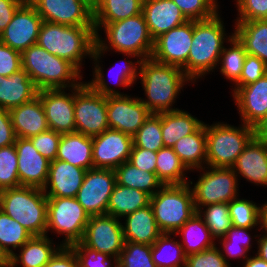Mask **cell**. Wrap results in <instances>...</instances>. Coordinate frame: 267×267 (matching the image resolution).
Listing matches in <instances>:
<instances>
[{"label":"cell","mask_w":267,"mask_h":267,"mask_svg":"<svg viewBox=\"0 0 267 267\" xmlns=\"http://www.w3.org/2000/svg\"><path fill=\"white\" fill-rule=\"evenodd\" d=\"M105 51L96 43L91 59L95 62L93 79L85 82L92 90L107 96V118L109 128L134 136L151 114L140 98L131 97L108 85L100 66Z\"/></svg>","instance_id":"cell-1"},{"label":"cell","mask_w":267,"mask_h":267,"mask_svg":"<svg viewBox=\"0 0 267 267\" xmlns=\"http://www.w3.org/2000/svg\"><path fill=\"white\" fill-rule=\"evenodd\" d=\"M138 77L147 98L140 97V100L151 114L180 110L172 106L185 83L192 82L182 68L152 58L141 60Z\"/></svg>","instance_id":"cell-2"},{"label":"cell","mask_w":267,"mask_h":267,"mask_svg":"<svg viewBox=\"0 0 267 267\" xmlns=\"http://www.w3.org/2000/svg\"><path fill=\"white\" fill-rule=\"evenodd\" d=\"M218 13L206 20H193L192 46L187 63L182 67L193 85L196 79L214 71L225 46L224 42L234 35V33L226 35L224 22Z\"/></svg>","instance_id":"cell-3"},{"label":"cell","mask_w":267,"mask_h":267,"mask_svg":"<svg viewBox=\"0 0 267 267\" xmlns=\"http://www.w3.org/2000/svg\"><path fill=\"white\" fill-rule=\"evenodd\" d=\"M37 44L49 53L69 61L81 72L83 58L92 57L96 32L94 26H67L43 21Z\"/></svg>","instance_id":"cell-4"},{"label":"cell","mask_w":267,"mask_h":267,"mask_svg":"<svg viewBox=\"0 0 267 267\" xmlns=\"http://www.w3.org/2000/svg\"><path fill=\"white\" fill-rule=\"evenodd\" d=\"M102 28L106 36L104 40L99 35ZM94 29L96 43L104 51L109 52L112 49L116 53L140 60L151 58L154 40L142 13L113 23L94 24Z\"/></svg>","instance_id":"cell-5"},{"label":"cell","mask_w":267,"mask_h":267,"mask_svg":"<svg viewBox=\"0 0 267 267\" xmlns=\"http://www.w3.org/2000/svg\"><path fill=\"white\" fill-rule=\"evenodd\" d=\"M21 62L22 69L29 74L38 91L70 89L82 83L83 74L72 63L49 53L38 44L21 53Z\"/></svg>","instance_id":"cell-6"},{"label":"cell","mask_w":267,"mask_h":267,"mask_svg":"<svg viewBox=\"0 0 267 267\" xmlns=\"http://www.w3.org/2000/svg\"><path fill=\"white\" fill-rule=\"evenodd\" d=\"M0 209L32 236L46 235L47 196L42 188L20 186L1 190Z\"/></svg>","instance_id":"cell-7"},{"label":"cell","mask_w":267,"mask_h":267,"mask_svg":"<svg viewBox=\"0 0 267 267\" xmlns=\"http://www.w3.org/2000/svg\"><path fill=\"white\" fill-rule=\"evenodd\" d=\"M192 181L181 185H163L150 197V205L158 229L175 234L196 211Z\"/></svg>","instance_id":"cell-8"},{"label":"cell","mask_w":267,"mask_h":267,"mask_svg":"<svg viewBox=\"0 0 267 267\" xmlns=\"http://www.w3.org/2000/svg\"><path fill=\"white\" fill-rule=\"evenodd\" d=\"M254 137V127L224 122L206 124V166L232 168L237 157Z\"/></svg>","instance_id":"cell-9"},{"label":"cell","mask_w":267,"mask_h":267,"mask_svg":"<svg viewBox=\"0 0 267 267\" xmlns=\"http://www.w3.org/2000/svg\"><path fill=\"white\" fill-rule=\"evenodd\" d=\"M90 216L76 197H47V229L64 235L60 245L70 247L81 242Z\"/></svg>","instance_id":"cell-10"},{"label":"cell","mask_w":267,"mask_h":267,"mask_svg":"<svg viewBox=\"0 0 267 267\" xmlns=\"http://www.w3.org/2000/svg\"><path fill=\"white\" fill-rule=\"evenodd\" d=\"M199 170L203 172L191 187L196 211L209 204L229 203L239 196V178L232 168L205 166Z\"/></svg>","instance_id":"cell-11"},{"label":"cell","mask_w":267,"mask_h":267,"mask_svg":"<svg viewBox=\"0 0 267 267\" xmlns=\"http://www.w3.org/2000/svg\"><path fill=\"white\" fill-rule=\"evenodd\" d=\"M75 132L100 135L109 128L107 96L96 93L85 82L74 87Z\"/></svg>","instance_id":"cell-12"},{"label":"cell","mask_w":267,"mask_h":267,"mask_svg":"<svg viewBox=\"0 0 267 267\" xmlns=\"http://www.w3.org/2000/svg\"><path fill=\"white\" fill-rule=\"evenodd\" d=\"M116 183L115 170L88 169L76 199L89 216L105 215Z\"/></svg>","instance_id":"cell-13"},{"label":"cell","mask_w":267,"mask_h":267,"mask_svg":"<svg viewBox=\"0 0 267 267\" xmlns=\"http://www.w3.org/2000/svg\"><path fill=\"white\" fill-rule=\"evenodd\" d=\"M119 220L108 214L90 216L81 242L117 261L125 243L122 223Z\"/></svg>","instance_id":"cell-14"},{"label":"cell","mask_w":267,"mask_h":267,"mask_svg":"<svg viewBox=\"0 0 267 267\" xmlns=\"http://www.w3.org/2000/svg\"><path fill=\"white\" fill-rule=\"evenodd\" d=\"M43 21L67 26H94L93 7L85 0H27Z\"/></svg>","instance_id":"cell-15"},{"label":"cell","mask_w":267,"mask_h":267,"mask_svg":"<svg viewBox=\"0 0 267 267\" xmlns=\"http://www.w3.org/2000/svg\"><path fill=\"white\" fill-rule=\"evenodd\" d=\"M43 20L36 9L25 1L14 13L11 22L0 34V41L20 53L37 44Z\"/></svg>","instance_id":"cell-16"},{"label":"cell","mask_w":267,"mask_h":267,"mask_svg":"<svg viewBox=\"0 0 267 267\" xmlns=\"http://www.w3.org/2000/svg\"><path fill=\"white\" fill-rule=\"evenodd\" d=\"M92 159L94 168L113 169L127 162L133 147L132 136L108 128L92 137Z\"/></svg>","instance_id":"cell-17"},{"label":"cell","mask_w":267,"mask_h":267,"mask_svg":"<svg viewBox=\"0 0 267 267\" xmlns=\"http://www.w3.org/2000/svg\"><path fill=\"white\" fill-rule=\"evenodd\" d=\"M193 20L171 29L154 40L151 58L159 63L182 68L192 46Z\"/></svg>","instance_id":"cell-18"},{"label":"cell","mask_w":267,"mask_h":267,"mask_svg":"<svg viewBox=\"0 0 267 267\" xmlns=\"http://www.w3.org/2000/svg\"><path fill=\"white\" fill-rule=\"evenodd\" d=\"M38 91L49 129L60 134L75 132L74 87Z\"/></svg>","instance_id":"cell-19"},{"label":"cell","mask_w":267,"mask_h":267,"mask_svg":"<svg viewBox=\"0 0 267 267\" xmlns=\"http://www.w3.org/2000/svg\"><path fill=\"white\" fill-rule=\"evenodd\" d=\"M14 146L20 185L43 189L48 179L50 161L37 151L29 138L17 137Z\"/></svg>","instance_id":"cell-20"},{"label":"cell","mask_w":267,"mask_h":267,"mask_svg":"<svg viewBox=\"0 0 267 267\" xmlns=\"http://www.w3.org/2000/svg\"><path fill=\"white\" fill-rule=\"evenodd\" d=\"M231 96L241 123L255 127L267 114V73L256 82L238 88Z\"/></svg>","instance_id":"cell-21"},{"label":"cell","mask_w":267,"mask_h":267,"mask_svg":"<svg viewBox=\"0 0 267 267\" xmlns=\"http://www.w3.org/2000/svg\"><path fill=\"white\" fill-rule=\"evenodd\" d=\"M232 169L237 177L267 187V142L253 137L237 157Z\"/></svg>","instance_id":"cell-22"},{"label":"cell","mask_w":267,"mask_h":267,"mask_svg":"<svg viewBox=\"0 0 267 267\" xmlns=\"http://www.w3.org/2000/svg\"><path fill=\"white\" fill-rule=\"evenodd\" d=\"M86 171L66 161L57 159L50 161L48 179L43 192L47 197H76Z\"/></svg>","instance_id":"cell-23"},{"label":"cell","mask_w":267,"mask_h":267,"mask_svg":"<svg viewBox=\"0 0 267 267\" xmlns=\"http://www.w3.org/2000/svg\"><path fill=\"white\" fill-rule=\"evenodd\" d=\"M142 14L153 40L188 21L172 0H143Z\"/></svg>","instance_id":"cell-24"},{"label":"cell","mask_w":267,"mask_h":267,"mask_svg":"<svg viewBox=\"0 0 267 267\" xmlns=\"http://www.w3.org/2000/svg\"><path fill=\"white\" fill-rule=\"evenodd\" d=\"M17 137L31 138L49 129L39 96L9 110Z\"/></svg>","instance_id":"cell-25"},{"label":"cell","mask_w":267,"mask_h":267,"mask_svg":"<svg viewBox=\"0 0 267 267\" xmlns=\"http://www.w3.org/2000/svg\"><path fill=\"white\" fill-rule=\"evenodd\" d=\"M47 235L32 236L17 253L9 257V267H45L55 253L62 247L53 243ZM54 245V246H53Z\"/></svg>","instance_id":"cell-26"},{"label":"cell","mask_w":267,"mask_h":267,"mask_svg":"<svg viewBox=\"0 0 267 267\" xmlns=\"http://www.w3.org/2000/svg\"><path fill=\"white\" fill-rule=\"evenodd\" d=\"M38 89L24 70L3 77L0 82V108L10 110L37 96Z\"/></svg>","instance_id":"cell-27"},{"label":"cell","mask_w":267,"mask_h":267,"mask_svg":"<svg viewBox=\"0 0 267 267\" xmlns=\"http://www.w3.org/2000/svg\"><path fill=\"white\" fill-rule=\"evenodd\" d=\"M124 218L122 227L125 241L152 245L162 234L157 227L150 204Z\"/></svg>","instance_id":"cell-28"},{"label":"cell","mask_w":267,"mask_h":267,"mask_svg":"<svg viewBox=\"0 0 267 267\" xmlns=\"http://www.w3.org/2000/svg\"><path fill=\"white\" fill-rule=\"evenodd\" d=\"M92 137L82 133L73 132L61 135L57 149V160L66 161L69 164L83 168H94L92 159Z\"/></svg>","instance_id":"cell-29"},{"label":"cell","mask_w":267,"mask_h":267,"mask_svg":"<svg viewBox=\"0 0 267 267\" xmlns=\"http://www.w3.org/2000/svg\"><path fill=\"white\" fill-rule=\"evenodd\" d=\"M204 122L187 111L161 113V131L164 147L172 148L182 137L194 133Z\"/></svg>","instance_id":"cell-30"},{"label":"cell","mask_w":267,"mask_h":267,"mask_svg":"<svg viewBox=\"0 0 267 267\" xmlns=\"http://www.w3.org/2000/svg\"><path fill=\"white\" fill-rule=\"evenodd\" d=\"M234 35L248 55L256 56L267 65V19L235 23Z\"/></svg>","instance_id":"cell-31"},{"label":"cell","mask_w":267,"mask_h":267,"mask_svg":"<svg viewBox=\"0 0 267 267\" xmlns=\"http://www.w3.org/2000/svg\"><path fill=\"white\" fill-rule=\"evenodd\" d=\"M172 148L190 171L205 167L206 124L203 123L194 133L180 138Z\"/></svg>","instance_id":"cell-32"},{"label":"cell","mask_w":267,"mask_h":267,"mask_svg":"<svg viewBox=\"0 0 267 267\" xmlns=\"http://www.w3.org/2000/svg\"><path fill=\"white\" fill-rule=\"evenodd\" d=\"M180 234L183 239L181 245L186 256L210 249L216 245L215 239L198 212H195L174 235Z\"/></svg>","instance_id":"cell-33"},{"label":"cell","mask_w":267,"mask_h":267,"mask_svg":"<svg viewBox=\"0 0 267 267\" xmlns=\"http://www.w3.org/2000/svg\"><path fill=\"white\" fill-rule=\"evenodd\" d=\"M150 195L144 191L116 183L110 196L107 214L119 219L150 204Z\"/></svg>","instance_id":"cell-34"},{"label":"cell","mask_w":267,"mask_h":267,"mask_svg":"<svg viewBox=\"0 0 267 267\" xmlns=\"http://www.w3.org/2000/svg\"><path fill=\"white\" fill-rule=\"evenodd\" d=\"M143 0H99L93 7V23L108 24L142 13Z\"/></svg>","instance_id":"cell-35"},{"label":"cell","mask_w":267,"mask_h":267,"mask_svg":"<svg viewBox=\"0 0 267 267\" xmlns=\"http://www.w3.org/2000/svg\"><path fill=\"white\" fill-rule=\"evenodd\" d=\"M156 158V174L163 185H181L189 183L190 180L186 178V173L190 170L179 159L173 148H161L157 151Z\"/></svg>","instance_id":"cell-36"},{"label":"cell","mask_w":267,"mask_h":267,"mask_svg":"<svg viewBox=\"0 0 267 267\" xmlns=\"http://www.w3.org/2000/svg\"><path fill=\"white\" fill-rule=\"evenodd\" d=\"M115 174L117 184L144 191L150 196L163 186L156 173L141 170L128 161L118 166Z\"/></svg>","instance_id":"cell-37"},{"label":"cell","mask_w":267,"mask_h":267,"mask_svg":"<svg viewBox=\"0 0 267 267\" xmlns=\"http://www.w3.org/2000/svg\"><path fill=\"white\" fill-rule=\"evenodd\" d=\"M171 233H162L151 245L152 260L156 267H185L186 255L180 241L172 240Z\"/></svg>","instance_id":"cell-38"},{"label":"cell","mask_w":267,"mask_h":267,"mask_svg":"<svg viewBox=\"0 0 267 267\" xmlns=\"http://www.w3.org/2000/svg\"><path fill=\"white\" fill-rule=\"evenodd\" d=\"M227 43H230L231 47H223L218 67L220 64V73L225 79L231 80L230 82L235 84L241 76L247 52L245 51L244 45L235 35Z\"/></svg>","instance_id":"cell-39"},{"label":"cell","mask_w":267,"mask_h":267,"mask_svg":"<svg viewBox=\"0 0 267 267\" xmlns=\"http://www.w3.org/2000/svg\"><path fill=\"white\" fill-rule=\"evenodd\" d=\"M31 237L28 230L0 209V247L8 257H11L15 250L21 248Z\"/></svg>","instance_id":"cell-40"},{"label":"cell","mask_w":267,"mask_h":267,"mask_svg":"<svg viewBox=\"0 0 267 267\" xmlns=\"http://www.w3.org/2000/svg\"><path fill=\"white\" fill-rule=\"evenodd\" d=\"M253 228H242V227H235L232 226L226 235L219 239V244L222 245V250L220 248V252L222 253V256L225 258L226 262L231 258H237L242 260H246L249 256V254H246L249 252V250L252 248V238L249 234V230ZM224 253V254H223Z\"/></svg>","instance_id":"cell-41"},{"label":"cell","mask_w":267,"mask_h":267,"mask_svg":"<svg viewBox=\"0 0 267 267\" xmlns=\"http://www.w3.org/2000/svg\"><path fill=\"white\" fill-rule=\"evenodd\" d=\"M203 207H205L203 209ZM214 239L226 235L232 227L228 203H215L202 206L197 210Z\"/></svg>","instance_id":"cell-42"},{"label":"cell","mask_w":267,"mask_h":267,"mask_svg":"<svg viewBox=\"0 0 267 267\" xmlns=\"http://www.w3.org/2000/svg\"><path fill=\"white\" fill-rule=\"evenodd\" d=\"M132 138L135 147L151 150L153 152H157L163 148L161 113L150 114Z\"/></svg>","instance_id":"cell-43"},{"label":"cell","mask_w":267,"mask_h":267,"mask_svg":"<svg viewBox=\"0 0 267 267\" xmlns=\"http://www.w3.org/2000/svg\"><path fill=\"white\" fill-rule=\"evenodd\" d=\"M251 200L239 196L228 203L232 226L255 228L259 226V207Z\"/></svg>","instance_id":"cell-44"},{"label":"cell","mask_w":267,"mask_h":267,"mask_svg":"<svg viewBox=\"0 0 267 267\" xmlns=\"http://www.w3.org/2000/svg\"><path fill=\"white\" fill-rule=\"evenodd\" d=\"M16 148L8 145L0 148V191L20 187Z\"/></svg>","instance_id":"cell-45"},{"label":"cell","mask_w":267,"mask_h":267,"mask_svg":"<svg viewBox=\"0 0 267 267\" xmlns=\"http://www.w3.org/2000/svg\"><path fill=\"white\" fill-rule=\"evenodd\" d=\"M117 263L121 267H156L152 260L151 245L125 241Z\"/></svg>","instance_id":"cell-46"},{"label":"cell","mask_w":267,"mask_h":267,"mask_svg":"<svg viewBox=\"0 0 267 267\" xmlns=\"http://www.w3.org/2000/svg\"><path fill=\"white\" fill-rule=\"evenodd\" d=\"M188 20H206L218 12V0H172Z\"/></svg>","instance_id":"cell-47"},{"label":"cell","mask_w":267,"mask_h":267,"mask_svg":"<svg viewBox=\"0 0 267 267\" xmlns=\"http://www.w3.org/2000/svg\"><path fill=\"white\" fill-rule=\"evenodd\" d=\"M70 247L77 256L79 267H112L117 262L116 259L111 258L105 253L93 250L82 242L75 243Z\"/></svg>","instance_id":"cell-48"},{"label":"cell","mask_w":267,"mask_h":267,"mask_svg":"<svg viewBox=\"0 0 267 267\" xmlns=\"http://www.w3.org/2000/svg\"><path fill=\"white\" fill-rule=\"evenodd\" d=\"M216 245L210 249L186 256L185 267H231Z\"/></svg>","instance_id":"cell-49"},{"label":"cell","mask_w":267,"mask_h":267,"mask_svg":"<svg viewBox=\"0 0 267 267\" xmlns=\"http://www.w3.org/2000/svg\"><path fill=\"white\" fill-rule=\"evenodd\" d=\"M266 73L267 65L258 57L247 54L241 76L232 88L231 93H234L240 87L256 82Z\"/></svg>","instance_id":"cell-50"},{"label":"cell","mask_w":267,"mask_h":267,"mask_svg":"<svg viewBox=\"0 0 267 267\" xmlns=\"http://www.w3.org/2000/svg\"><path fill=\"white\" fill-rule=\"evenodd\" d=\"M61 135L51 129L41 132L29 138L37 151L49 161L56 159L57 149L61 140Z\"/></svg>","instance_id":"cell-51"},{"label":"cell","mask_w":267,"mask_h":267,"mask_svg":"<svg viewBox=\"0 0 267 267\" xmlns=\"http://www.w3.org/2000/svg\"><path fill=\"white\" fill-rule=\"evenodd\" d=\"M238 16L235 23L267 19V0H236Z\"/></svg>","instance_id":"cell-52"},{"label":"cell","mask_w":267,"mask_h":267,"mask_svg":"<svg viewBox=\"0 0 267 267\" xmlns=\"http://www.w3.org/2000/svg\"><path fill=\"white\" fill-rule=\"evenodd\" d=\"M22 69L21 53L0 41V75L9 77Z\"/></svg>","instance_id":"cell-53"},{"label":"cell","mask_w":267,"mask_h":267,"mask_svg":"<svg viewBox=\"0 0 267 267\" xmlns=\"http://www.w3.org/2000/svg\"><path fill=\"white\" fill-rule=\"evenodd\" d=\"M140 62H141L140 59H137V61H135V62L128 60V61H125L124 64L122 63L123 65H122V67L119 66L120 68L118 67V65L115 66L116 68L118 67V69H119V70L117 69L118 71L117 72L115 71L116 73L114 72L115 74H113V75H116V76H113V78L116 77L115 85L121 86V88L133 86V84L136 83L137 79H139L138 78V76H139V66L138 65H140ZM115 67L114 68L112 67L109 70V73L112 74L113 72H111V71H113L115 69ZM110 77H112V76L110 75ZM113 81H114V79H113Z\"/></svg>","instance_id":"cell-54"},{"label":"cell","mask_w":267,"mask_h":267,"mask_svg":"<svg viewBox=\"0 0 267 267\" xmlns=\"http://www.w3.org/2000/svg\"><path fill=\"white\" fill-rule=\"evenodd\" d=\"M157 152L133 145L128 162L141 170L156 173Z\"/></svg>","instance_id":"cell-55"},{"label":"cell","mask_w":267,"mask_h":267,"mask_svg":"<svg viewBox=\"0 0 267 267\" xmlns=\"http://www.w3.org/2000/svg\"><path fill=\"white\" fill-rule=\"evenodd\" d=\"M16 138L9 110L0 108V148L13 145Z\"/></svg>","instance_id":"cell-56"},{"label":"cell","mask_w":267,"mask_h":267,"mask_svg":"<svg viewBox=\"0 0 267 267\" xmlns=\"http://www.w3.org/2000/svg\"><path fill=\"white\" fill-rule=\"evenodd\" d=\"M45 267H79V262L71 247L62 246Z\"/></svg>","instance_id":"cell-57"},{"label":"cell","mask_w":267,"mask_h":267,"mask_svg":"<svg viewBox=\"0 0 267 267\" xmlns=\"http://www.w3.org/2000/svg\"><path fill=\"white\" fill-rule=\"evenodd\" d=\"M27 0H0V34L11 22L14 13Z\"/></svg>","instance_id":"cell-58"},{"label":"cell","mask_w":267,"mask_h":267,"mask_svg":"<svg viewBox=\"0 0 267 267\" xmlns=\"http://www.w3.org/2000/svg\"><path fill=\"white\" fill-rule=\"evenodd\" d=\"M254 137H256V138H258L260 140H265L267 142V114L254 127Z\"/></svg>","instance_id":"cell-59"},{"label":"cell","mask_w":267,"mask_h":267,"mask_svg":"<svg viewBox=\"0 0 267 267\" xmlns=\"http://www.w3.org/2000/svg\"><path fill=\"white\" fill-rule=\"evenodd\" d=\"M256 241L258 244V251L255 254L267 262V233L261 235Z\"/></svg>","instance_id":"cell-60"},{"label":"cell","mask_w":267,"mask_h":267,"mask_svg":"<svg viewBox=\"0 0 267 267\" xmlns=\"http://www.w3.org/2000/svg\"><path fill=\"white\" fill-rule=\"evenodd\" d=\"M259 231L264 228V233H267V202L259 207Z\"/></svg>","instance_id":"cell-61"},{"label":"cell","mask_w":267,"mask_h":267,"mask_svg":"<svg viewBox=\"0 0 267 267\" xmlns=\"http://www.w3.org/2000/svg\"><path fill=\"white\" fill-rule=\"evenodd\" d=\"M243 267H267V262L259 256H250L244 261Z\"/></svg>","instance_id":"cell-62"},{"label":"cell","mask_w":267,"mask_h":267,"mask_svg":"<svg viewBox=\"0 0 267 267\" xmlns=\"http://www.w3.org/2000/svg\"><path fill=\"white\" fill-rule=\"evenodd\" d=\"M0 267H9V258H0Z\"/></svg>","instance_id":"cell-63"},{"label":"cell","mask_w":267,"mask_h":267,"mask_svg":"<svg viewBox=\"0 0 267 267\" xmlns=\"http://www.w3.org/2000/svg\"><path fill=\"white\" fill-rule=\"evenodd\" d=\"M85 1L92 7H94L99 2V0H85Z\"/></svg>","instance_id":"cell-64"},{"label":"cell","mask_w":267,"mask_h":267,"mask_svg":"<svg viewBox=\"0 0 267 267\" xmlns=\"http://www.w3.org/2000/svg\"><path fill=\"white\" fill-rule=\"evenodd\" d=\"M0 258H9L0 247Z\"/></svg>","instance_id":"cell-65"},{"label":"cell","mask_w":267,"mask_h":267,"mask_svg":"<svg viewBox=\"0 0 267 267\" xmlns=\"http://www.w3.org/2000/svg\"><path fill=\"white\" fill-rule=\"evenodd\" d=\"M113 267V266H112ZM114 267H121L117 262L114 264Z\"/></svg>","instance_id":"cell-66"},{"label":"cell","mask_w":267,"mask_h":267,"mask_svg":"<svg viewBox=\"0 0 267 267\" xmlns=\"http://www.w3.org/2000/svg\"><path fill=\"white\" fill-rule=\"evenodd\" d=\"M2 79H3V76H2V75H0V82L2 81Z\"/></svg>","instance_id":"cell-67"}]
</instances>
